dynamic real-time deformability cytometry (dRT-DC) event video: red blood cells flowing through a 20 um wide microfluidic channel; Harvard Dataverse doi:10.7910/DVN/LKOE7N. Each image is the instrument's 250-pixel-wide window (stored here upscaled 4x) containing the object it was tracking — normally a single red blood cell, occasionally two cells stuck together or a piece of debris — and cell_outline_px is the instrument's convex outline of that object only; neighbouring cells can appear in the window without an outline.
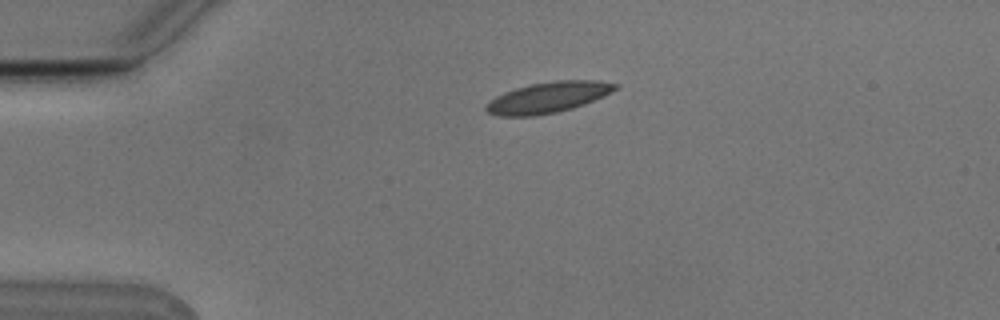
{"species": "Egyptian fruit bat (a non-hibernating species)", "species_latin": "Rousettus aegyptiacus", "temperature_condition": "cold", "stored_images_in_passage": 2, "camera_frame_rate_fps": 3000, "um_per_image_px": 0.085, "animal": {"sex": "male"}, "frame": {"image": 1, "passage_image": 1, "time_ms": 0.0, "image_size_px": [1000, 320], "cell_outline_px": [[620, 84], [616, 88], [584, 104], [572, 108], [556, 112], [532, 116], [496, 116], [488, 112], [484, 108], [496, 96], [504, 92], [516, 88], [532, 84], [552, 80], [596, 80]], "centroid_in_image_um": [46.55, 8.27], "position_along_channel_um": 38.5, "area_um2": 22.77}}